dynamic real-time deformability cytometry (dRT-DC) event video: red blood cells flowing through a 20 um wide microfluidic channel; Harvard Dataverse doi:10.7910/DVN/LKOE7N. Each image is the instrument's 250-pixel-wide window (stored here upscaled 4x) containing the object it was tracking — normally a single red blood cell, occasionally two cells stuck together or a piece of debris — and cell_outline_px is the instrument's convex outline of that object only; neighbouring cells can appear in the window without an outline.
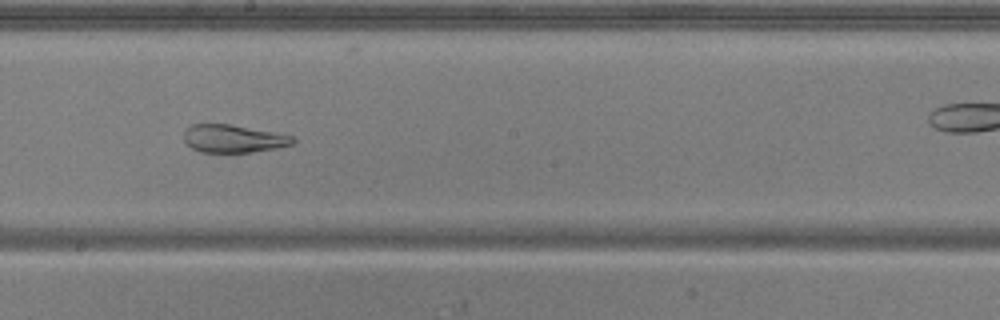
{"species": "common noctule bat (a hibernating species)", "species_latin": "Nyctalus noctula", "temperature_condition": "warm", "stored_images_in_passage": 44, "camera_frame_rate_fps": 3000, "um_per_image_px": 0.085, "animal": {"sex": "male", "body_mass_g": 20.5, "forearm_length_mm": 52.5}, "frame": {"image": 1, "passage_image": 19, "time_ms": 6.0, "image_size_px": [1000, 320], "cell_outline_px": [[296, 144], [276, 148], [252, 152], [200, 152], [192, 148], [184, 140], [184, 128], [192, 124], [228, 124], [296, 136]], "centroid_in_image_um": [19.86, 11.78], "position_along_channel_um": 228.3, "area_um2": 17.8}, "authors_computed_cell_mechanics": {"area_um2": 27.0504, "velocity_mm_per_s": 3.8558, "shape_relaxation_time_tau1_ms": null, "shape_relaxation_time_tau2_ms": 1.0408, "deformation_change_tau1": null, "deformation_change_tau2": 0.061}}